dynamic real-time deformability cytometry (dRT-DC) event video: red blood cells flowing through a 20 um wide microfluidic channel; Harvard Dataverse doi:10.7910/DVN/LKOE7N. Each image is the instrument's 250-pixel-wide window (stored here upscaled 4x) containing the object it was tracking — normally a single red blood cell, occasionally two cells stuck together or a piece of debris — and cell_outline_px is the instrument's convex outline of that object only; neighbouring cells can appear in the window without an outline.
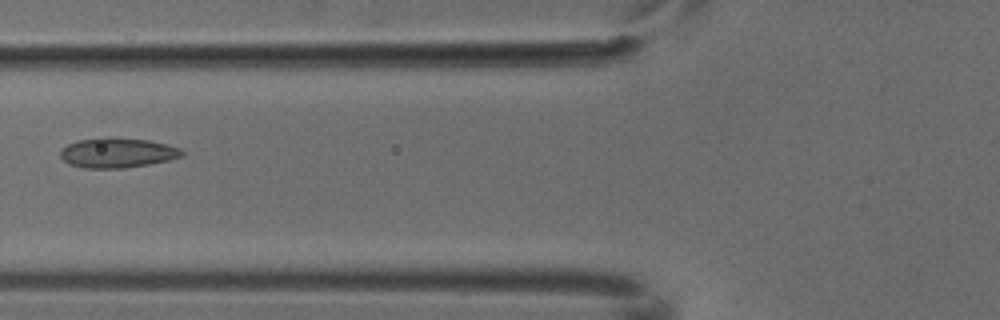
{"species": "common noctule bat (a hibernating species)", "species_latin": "Nyctalus noctula", "temperature_condition": "cold", "stored_images_in_passage": 6, "camera_frame_rate_fps": 3000, "um_per_image_px": 0.085, "animal": {"sex": "male", "body_mass_g": 18.8}, "frame": {"image": 1, "passage_image": 6, "time_ms": 1.667, "image_size_px": [1000, 320], "cell_outline_px": [[184, 156], [168, 160], [148, 164], [124, 168], [84, 168], [68, 164], [60, 156], [60, 152], [68, 144], [80, 140], [100, 136], [104, 136], [148, 140], [180, 148], [184, 152]], "centroid_in_image_um": [9.96, 12.98], "position_along_channel_um": 115.8, "area_um2": 21.21}}